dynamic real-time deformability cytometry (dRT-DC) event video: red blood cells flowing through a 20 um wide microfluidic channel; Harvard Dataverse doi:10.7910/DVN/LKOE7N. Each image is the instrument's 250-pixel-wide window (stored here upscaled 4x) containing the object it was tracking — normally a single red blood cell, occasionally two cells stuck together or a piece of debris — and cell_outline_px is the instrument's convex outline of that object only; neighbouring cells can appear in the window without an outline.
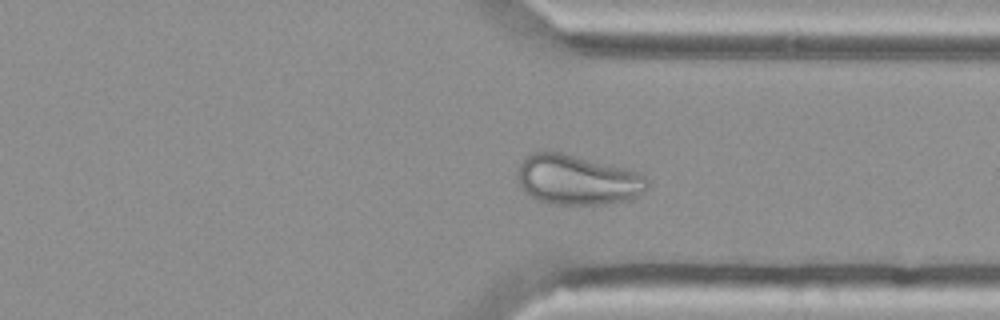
{"species": "Egyptian fruit bat (a non-hibernating species)", "species_latin": "Rousettus aegyptiacus", "temperature_condition": "cold", "stored_images_in_passage": 46, "camera_frame_rate_fps": 3000, "um_per_image_px": 0.085, "animal": {"sex": "female"}, "frame": {"image": 1, "passage_image": 33, "time_ms": 10.667, "image_size_px": [1000, 320], "cell_outline_px": [[648, 188], [636, 196], [628, 200], [604, 204], [548, 204], [536, 200], [524, 192], [516, 176], [520, 164], [524, 156], [532, 152], [564, 152], [628, 168], [640, 172], [648, 180]], "centroid_in_image_um": [49.06, 15.27], "position_along_channel_um": 362.3, "area_um2": 38.32}}